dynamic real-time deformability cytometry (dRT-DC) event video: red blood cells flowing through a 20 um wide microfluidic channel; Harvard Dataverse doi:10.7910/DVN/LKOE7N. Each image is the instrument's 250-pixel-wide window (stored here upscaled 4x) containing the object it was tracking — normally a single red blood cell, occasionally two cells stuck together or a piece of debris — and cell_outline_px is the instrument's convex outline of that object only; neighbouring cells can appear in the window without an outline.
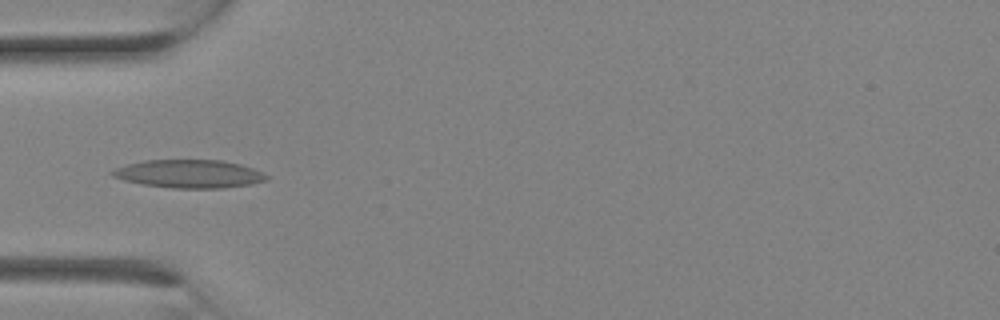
{"species": "Egyptian fruit bat (a non-hibernating species)", "species_latin": "Rousettus aegyptiacus", "temperature_condition": "room temperature", "stored_images_in_passage": 9, "camera_frame_rate_fps": 3000, "um_per_image_px": 0.085, "animal": {"sex": "female"}, "frame": {"image": 1, "passage_image": 8, "time_ms": 2.333, "image_size_px": [1000, 320], "cell_outline_px": [[268, 180], [252, 184], [224, 188], [172, 188], [144, 184], [124, 180], [112, 176], [108, 172], [116, 168], [128, 164], [144, 160], [224, 160], [240, 164], [264, 172], [268, 176]], "centroid_in_image_um": [16.11, 14.77], "position_along_channel_um": 68.9, "area_um2": 25.37}}